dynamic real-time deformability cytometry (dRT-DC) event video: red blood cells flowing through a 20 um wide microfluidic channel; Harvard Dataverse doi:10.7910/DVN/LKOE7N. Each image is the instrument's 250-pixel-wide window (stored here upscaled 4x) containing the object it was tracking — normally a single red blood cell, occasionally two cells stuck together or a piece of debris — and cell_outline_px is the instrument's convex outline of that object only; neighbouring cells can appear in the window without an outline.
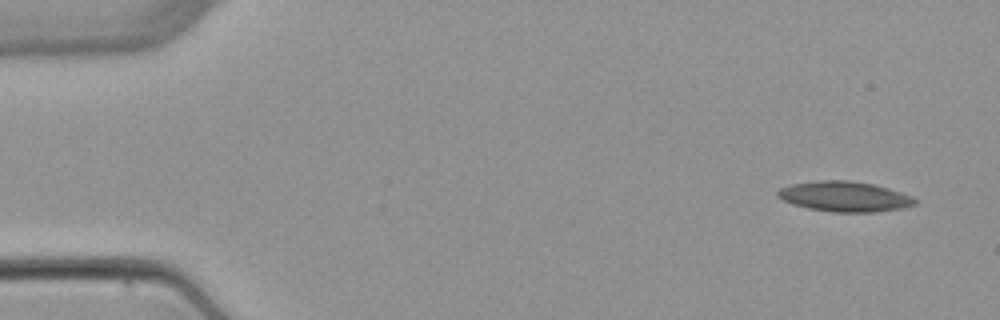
{"species": "common noctule bat (a hibernating species)", "species_latin": "Nyctalus noctula", "temperature_condition": "warm", "stored_images_in_passage": 4, "camera_frame_rate_fps": 3000, "um_per_image_px": 0.085, "animal": {"sex": "female", "body_mass_g": 22.7, "forearm_length_mm": 54.2}, "frame": {"image": 1, "passage_image": 1, "time_ms": 0.0, "image_size_px": [1000, 320], "cell_outline_px": [[920, 200], [916, 204], [904, 208], [876, 212], [832, 212], [808, 208], [792, 204], [776, 196], [776, 192], [780, 188], [792, 184], [816, 180], [848, 180], [876, 184], [912, 196]], "centroid_in_image_um": [71.82, 16.7], "position_along_channel_um": 13.2, "area_um2": 24.45}}
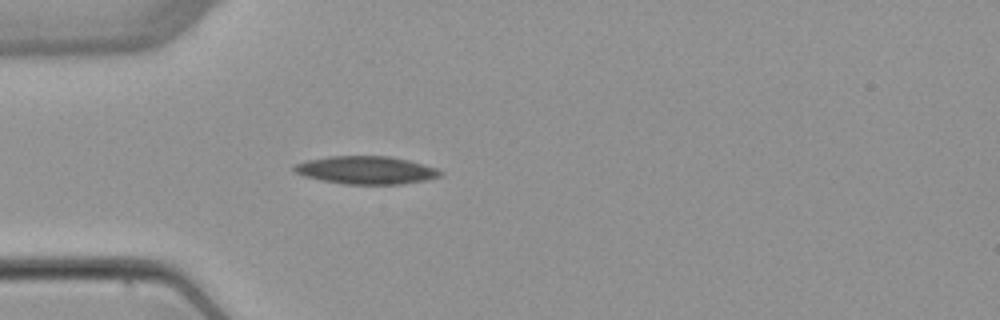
{"frame": {"image": 2, "passage_image": 4, "time_ms": 4.0, "image_size_px": [1000, 320], "cell_outline_px": [[444, 172], [440, 176], [424, 180], [400, 184], [344, 184], [304, 176], [296, 172], [292, 168], [296, 164], [304, 160], [328, 156], [392, 156], [408, 160], [436, 168]], "centroid_in_image_um": [31.11, 14.45], "position_along_channel_um": 53.9, "area_um2": 23.64}}